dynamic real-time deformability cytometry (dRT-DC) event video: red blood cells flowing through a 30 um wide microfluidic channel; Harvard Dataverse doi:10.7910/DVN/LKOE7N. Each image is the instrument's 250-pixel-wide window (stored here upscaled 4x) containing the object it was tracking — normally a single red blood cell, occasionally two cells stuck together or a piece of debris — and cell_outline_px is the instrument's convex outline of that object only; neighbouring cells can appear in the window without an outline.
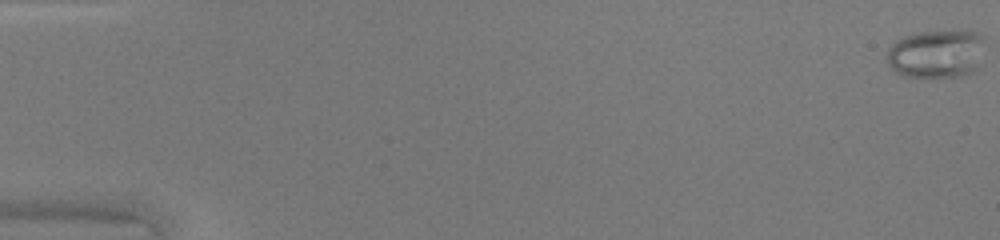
{"species": "common noctule bat (a hibernating species)", "species_latin": "Nyctalus noctula", "temperature_condition": "warm", "stored_images_in_passage": 50, "camera_frame_rate_fps": 3000, "um_per_image_px": 0.085, "animal": {"sex": "female", "body_mass_g": 20.0, "forearm_length_mm": 54.0}, "frame": {"image": 1, "passage_image": 1, "time_ms": 0.0, "image_size_px": [1000, 240], "cell_outline_px": [[984, 40], [976, 68], [972, 72], [960, 76], [904, 76], [896, 72], [888, 64], [888, 48], [896, 40], [904, 36], [916, 32], [980, 32], [984, 36]], "centroid_in_image_um": [79.56, 4.57], "position_along_channel_um": 5.4, "area_um2": 27.05}}
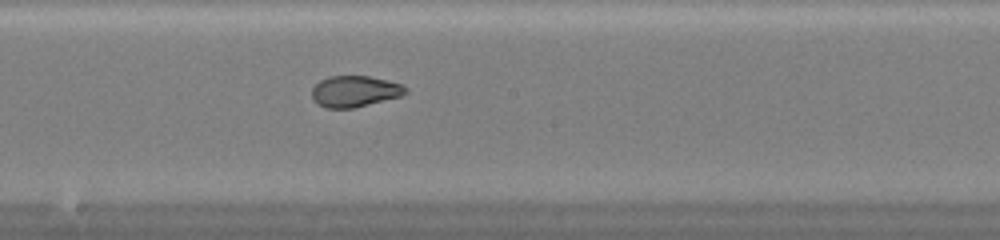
{"frame": {"image": 2, "passage_image": 28, "time_ms": 9.0, "image_size_px": [1000, 240], "cell_outline_px": [[408, 92], [400, 96], [352, 108], [328, 108], [312, 100], [312, 88], [320, 80], [328, 76], [368, 76], [400, 84], [408, 88]], "centroid_in_image_um": [30.12, 7.76], "position_along_channel_um": 218.1, "area_um2": 16.76}}
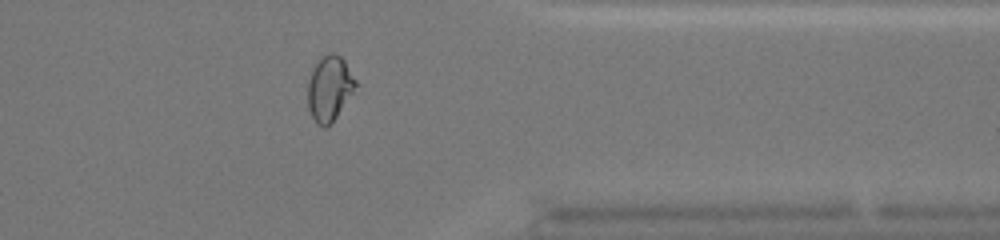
{"frame": {"image": 3, "passage_image": 40, "time_ms": 13.0, "image_size_px": [1000, 240], "cell_outline_px": [[356, 84], [352, 92], [336, 116], [324, 128], [316, 124], [308, 108], [308, 80], [312, 68], [320, 56], [332, 52], [340, 56], [344, 60], [356, 80]], "centroid_in_image_um": [27.97, 7.47], "position_along_channel_um": 383.4, "area_um2": 17.86}, "authors_computed_cell_mechanics": {"area_um2": 21.2126, "velocity_mm_per_s": 4.3496, "shape_relaxation_time_tau1_ms": null, "shape_relaxation_time_tau2_ms": 0.8019, "deformation_change_tau1": null, "deformation_change_tau2": 0.0479}}